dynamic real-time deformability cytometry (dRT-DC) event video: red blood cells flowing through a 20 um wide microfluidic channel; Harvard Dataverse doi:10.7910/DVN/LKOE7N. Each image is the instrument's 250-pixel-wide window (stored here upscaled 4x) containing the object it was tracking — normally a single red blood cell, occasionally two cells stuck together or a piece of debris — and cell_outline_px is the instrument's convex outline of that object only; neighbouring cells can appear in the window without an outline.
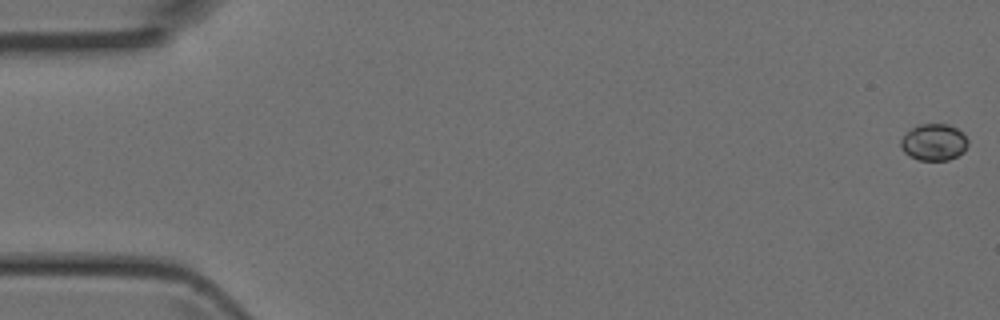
{"species": "Egyptian fruit bat (a non-hibernating species)", "species_latin": "Rousettus aegyptiacus", "temperature_condition": "room temperature", "stored_images_in_passage": 7, "camera_frame_rate_fps": 3000, "um_per_image_px": 0.085, "animal": {"sex": "female"}, "frame": {"image": 1, "passage_image": 1, "time_ms": 0.0, "image_size_px": [1000, 320], "cell_outline_px": [[968, 144], [964, 152], [948, 160], [920, 160], [908, 156], [900, 148], [900, 140], [912, 128], [920, 124], [948, 124], [956, 128], [968, 140]], "centroid_in_image_um": [79.36, 12.1], "position_along_channel_um": 5.6, "area_um2": 14.28}}
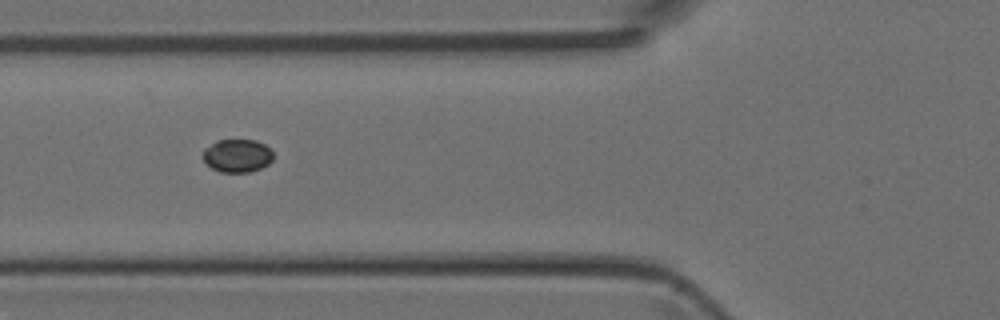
{"frame": {"image": 2, "passage_image": 6, "time_ms": 1.667, "image_size_px": [1000, 320], "cell_outline_px": [[272, 160], [268, 164], [260, 168], [248, 172], [220, 172], [212, 168], [204, 160], [204, 148], [216, 140], [256, 140], [264, 144], [272, 152]], "centroid_in_image_um": [20.16, 13.22], "position_along_channel_um": 105.6, "area_um2": 13.41}}
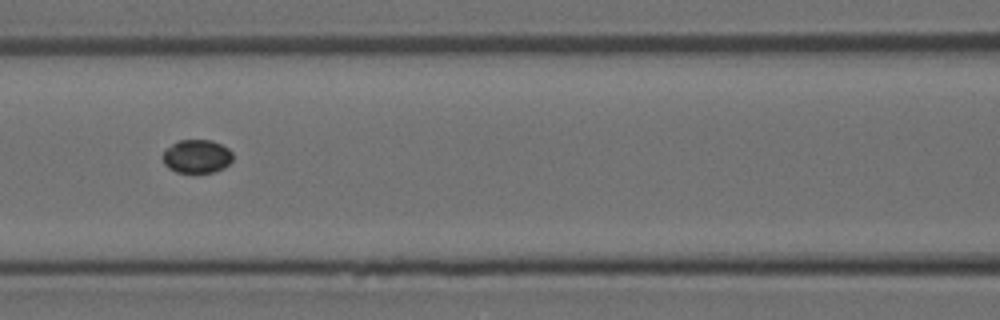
{"frame": {"image": 3, "passage_image": 7, "time_ms": 2.0, "image_size_px": [1000, 320], "cell_outline_px": [[232, 160], [224, 168], [212, 172], [176, 172], [168, 168], [164, 164], [164, 152], [172, 144], [180, 140], [212, 140], [228, 148], [232, 152]], "centroid_in_image_um": [16.75, 13.29], "position_along_channel_um": 149.9, "area_um2": 13.47}}